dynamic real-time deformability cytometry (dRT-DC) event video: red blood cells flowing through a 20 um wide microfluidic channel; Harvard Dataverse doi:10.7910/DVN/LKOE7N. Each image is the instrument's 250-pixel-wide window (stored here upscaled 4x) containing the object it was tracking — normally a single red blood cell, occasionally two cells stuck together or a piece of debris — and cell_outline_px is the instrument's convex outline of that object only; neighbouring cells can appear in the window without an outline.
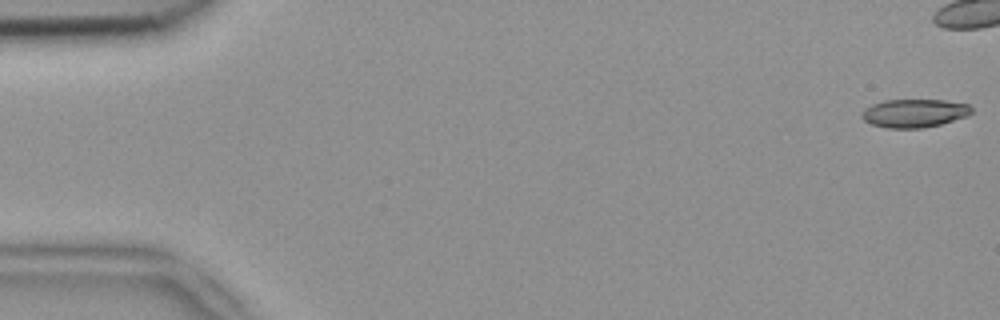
{"species": "common noctule bat (a hibernating species)", "species_latin": "Nyctalus noctula", "temperature_condition": "room temperature", "stored_images_in_passage": 8, "camera_frame_rate_fps": 3000, "um_per_image_px": 0.085, "animal": {"sex": "female", "body_mass_g": 18.4}, "frame": {"image": 1, "passage_image": 1, "time_ms": 0.0, "image_size_px": [1000, 320], "cell_outline_px": [[972, 112], [968, 116], [940, 124], [924, 128], [888, 128], [872, 124], [864, 120], [860, 116], [860, 112], [864, 108], [872, 104], [884, 100], [944, 100], [968, 104], [972, 108]], "centroid_in_image_um": [77.69, 9.62], "position_along_channel_um": 7.3, "area_um2": 18.21}}
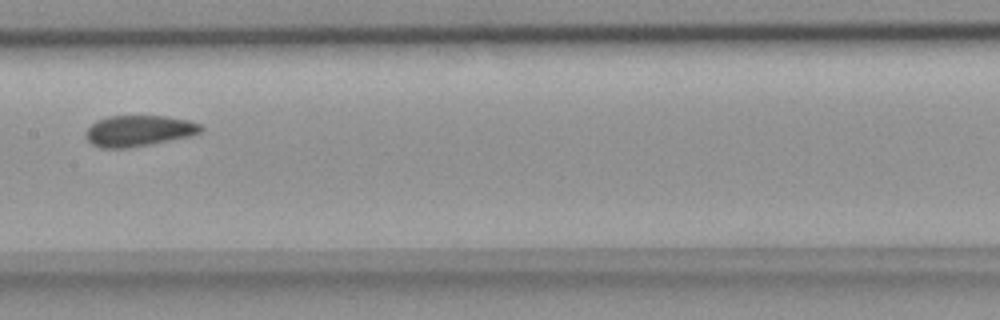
{"frame": {"image": 2, "passage_image": 8, "time_ms": 2.333, "image_size_px": [1000, 320], "cell_outline_px": [[204, 128], [200, 132], [188, 136], [128, 148], [100, 148], [92, 144], [84, 136], [84, 132], [96, 120], [108, 116], [168, 116], [188, 120], [200, 124]], "centroid_in_image_um": [11.75, 11.11], "position_along_channel_um": 195.7, "area_um2": 20.69}}